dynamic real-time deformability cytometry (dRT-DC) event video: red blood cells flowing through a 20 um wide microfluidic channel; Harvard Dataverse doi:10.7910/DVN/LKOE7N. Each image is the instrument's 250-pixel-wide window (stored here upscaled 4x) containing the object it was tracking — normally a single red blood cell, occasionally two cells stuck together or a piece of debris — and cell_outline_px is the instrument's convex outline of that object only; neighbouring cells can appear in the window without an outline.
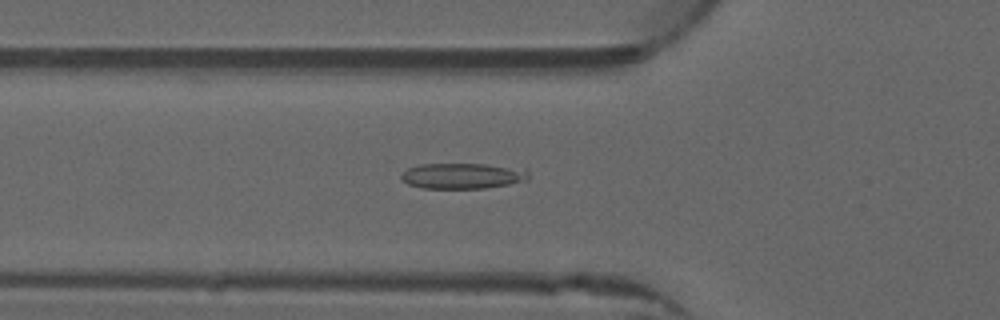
{"species": "common noctule bat (a hibernating species)", "species_latin": "Nyctalus noctula", "temperature_condition": "warm", "stored_images_in_passage": 52, "camera_frame_rate_fps": 3000, "um_per_image_px": 0.085, "animal": {"sex": "male", "forearm_length_mm": 52.5}, "frame": {"image": 1, "passage_image": 19, "time_ms": 6.0, "image_size_px": [1000, 320], "cell_outline_px": [[528, 180], [508, 184], [484, 188], [420, 188], [408, 184], [400, 180], [400, 176], [408, 168], [420, 164], [484, 164], [524, 168], [528, 172]], "centroid_in_image_um": [39.3, 14.95], "position_along_channel_um": 86.5, "area_um2": 19.07}}
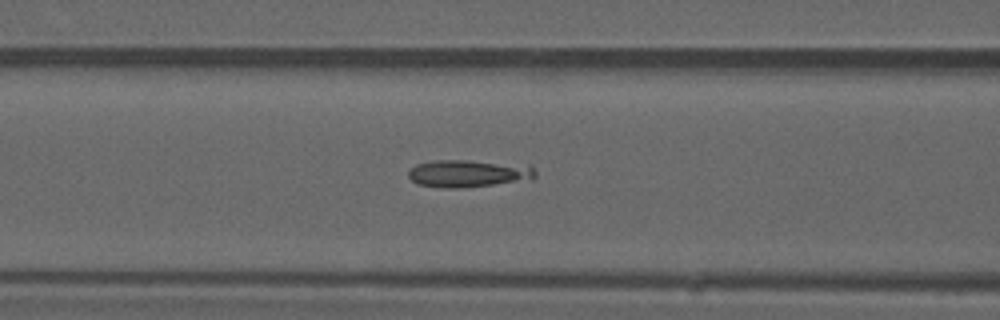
{"frame": {"image": 2, "passage_image": 22, "time_ms": 7.0, "image_size_px": [1000, 320], "cell_outline_px": [[536, 176], [532, 180], [460, 188], [444, 188], [420, 184], [412, 180], [408, 176], [408, 172], [416, 164], [436, 160], [468, 160], [532, 168], [536, 172]], "centroid_in_image_um": [39.74, 14.77], "position_along_channel_um": 126.9, "area_um2": 19.65}}
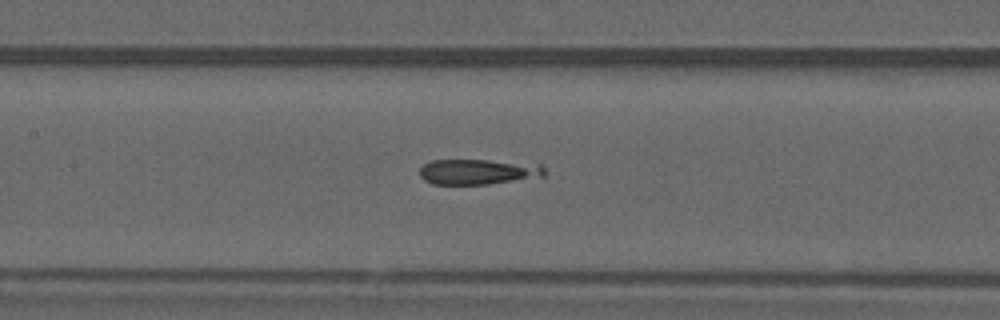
{"frame": {"image": 3, "passage_image": 25, "time_ms": 8.0, "image_size_px": [1000, 320], "cell_outline_px": [[548, 172], [544, 176], [488, 184], [432, 184], [424, 180], [420, 176], [420, 168], [424, 164], [432, 160], [488, 160], [540, 164]], "centroid_in_image_um": [40.65, 14.59], "position_along_channel_um": 166.8, "area_um2": 18.5}}